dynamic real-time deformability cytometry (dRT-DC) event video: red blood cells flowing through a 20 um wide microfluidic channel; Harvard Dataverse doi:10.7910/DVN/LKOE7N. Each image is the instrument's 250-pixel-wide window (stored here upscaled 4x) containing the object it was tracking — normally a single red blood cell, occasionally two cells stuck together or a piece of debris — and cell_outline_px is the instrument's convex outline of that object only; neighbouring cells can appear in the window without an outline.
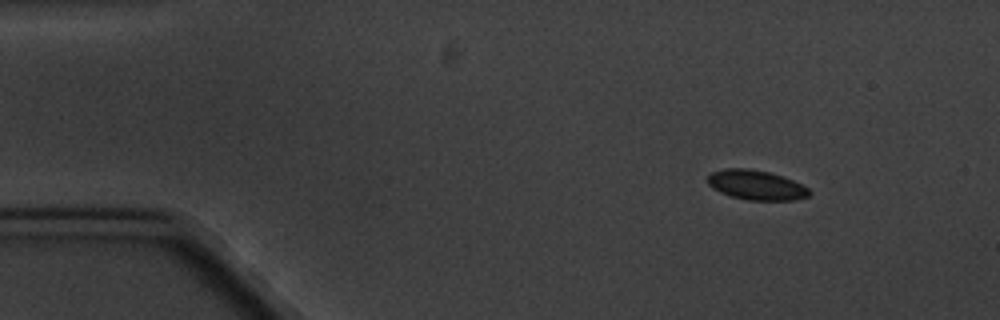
{"species": "common noctule bat (a hibernating species)", "species_latin": "Nyctalus noctula", "temperature_condition": "cold", "stored_images_in_passage": 6, "camera_frame_rate_fps": 3000, "um_per_image_px": 0.085, "animal": {"sex": "male", "body_mass_g": 20.1, "forearm_length_mm": 53.5}, "frame": {"image": 1, "passage_image": 2, "time_ms": 1.0, "image_size_px": [1000, 320], "cell_outline_px": [[812, 192], [808, 196], [796, 200], [748, 200], [732, 196], [720, 192], [712, 188], [708, 184], [708, 176], [712, 172], [724, 168], [748, 168], [768, 172], [792, 180], [808, 188]], "centroid_in_image_um": [64.26, 15.73], "position_along_channel_um": 20.7, "area_um2": 17.46}}
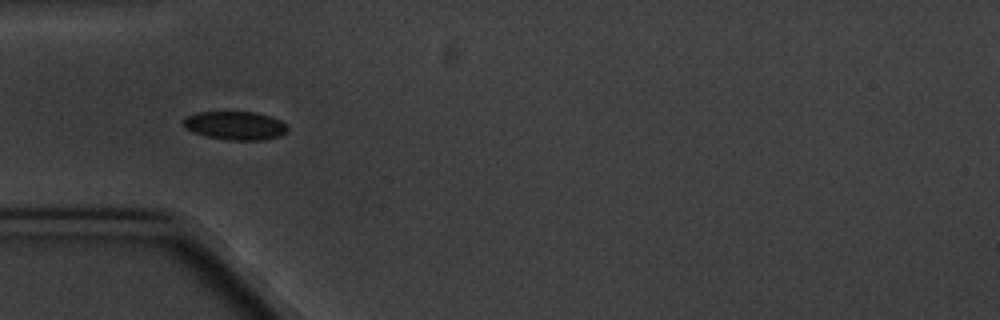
{"frame": {"image": 2, "passage_image": 5, "time_ms": 4.667, "image_size_px": [1000, 320], "cell_outline_px": [[288, 128], [280, 136], [264, 140], [228, 140], [208, 136], [192, 132], [184, 128], [180, 120], [184, 116], [196, 112], [256, 112], [280, 120]], "centroid_in_image_um": [19.91, 10.67], "position_along_channel_um": 65.1, "area_um2": 17.4}}